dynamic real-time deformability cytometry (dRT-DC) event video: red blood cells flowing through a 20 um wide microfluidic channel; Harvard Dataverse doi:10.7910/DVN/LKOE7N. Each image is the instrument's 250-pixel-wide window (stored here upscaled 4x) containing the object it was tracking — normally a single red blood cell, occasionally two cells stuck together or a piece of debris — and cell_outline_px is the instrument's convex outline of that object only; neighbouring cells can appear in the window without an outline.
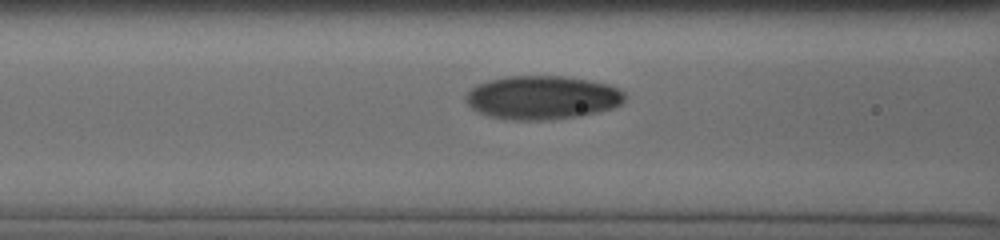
{"species": "human", "species_latin": "Homo sapiens", "temperature_condition": "cold", "stored_images_in_passage": 93, "camera_frame_rate_fps": 3000, "um_per_image_px": 0.085, "donor": {"sex": "male"}, "frame": {"image": 1, "passage_image": 56, "time_ms": 6.0, "image_size_px": [1000, 240], "cell_outline_px": [[624, 100], [620, 104], [612, 108], [600, 112], [580, 116], [544, 120], [512, 120], [488, 116], [472, 108], [468, 104], [464, 96], [476, 84], [488, 80], [508, 76], [564, 76], [588, 80], [608, 84], [620, 88], [624, 92]], "centroid_in_image_um": [46.09, 8.29], "position_along_channel_um": 120.5, "area_um2": 40.52}}
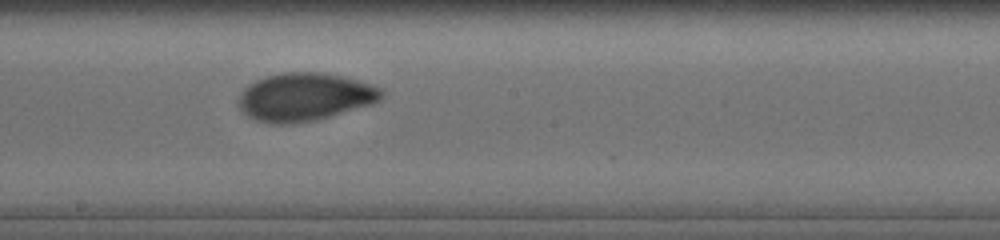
{"frame": {"image": 2, "passage_image": 81, "time_ms": 8.667, "image_size_px": [1000, 240], "cell_outline_px": [[384, 96], [380, 100], [368, 104], [316, 120], [284, 124], [272, 124], [256, 120], [248, 116], [236, 104], [240, 92], [248, 84], [264, 76], [280, 72], [324, 72], [344, 76], [372, 84], [380, 88], [384, 92]], "centroid_in_image_um": [25.85, 8.22], "position_along_channel_um": 222.3, "area_um2": 40.11}}
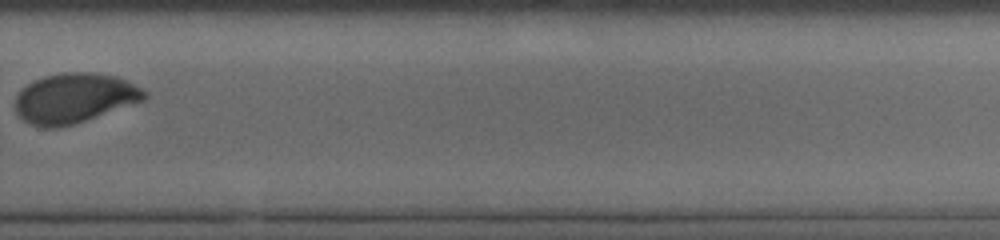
{"frame": {"image": 3, "passage_image": 93, "time_ms": 11.333, "image_size_px": [1000, 240], "cell_outline_px": [[148, 96], [144, 100], [72, 124], [56, 128], [44, 128], [32, 124], [24, 120], [16, 112], [16, 96], [20, 88], [32, 80], [44, 76], [64, 72], [92, 72], [116, 76], [128, 80], [148, 92]], "centroid_in_image_um": [6.31, 8.31], "position_along_channel_um": 323.5, "area_um2": 37.45}}